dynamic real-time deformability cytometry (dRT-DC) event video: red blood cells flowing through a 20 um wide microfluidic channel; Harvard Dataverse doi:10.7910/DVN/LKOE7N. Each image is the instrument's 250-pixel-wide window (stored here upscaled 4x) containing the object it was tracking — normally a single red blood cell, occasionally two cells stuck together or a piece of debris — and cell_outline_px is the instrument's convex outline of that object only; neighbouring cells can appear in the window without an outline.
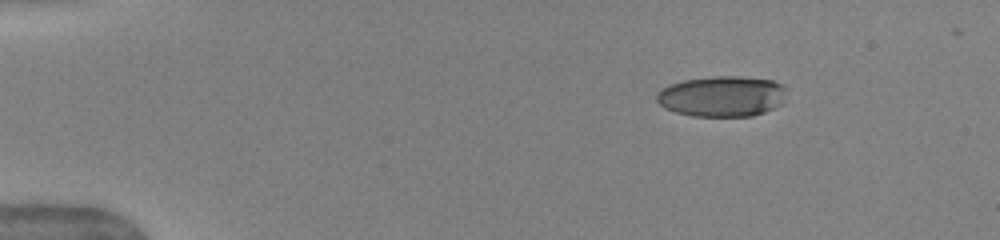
{"species": "human", "species_latin": "Homo sapiens", "temperature_condition": "warm", "stored_images_in_passage": 45, "camera_frame_rate_fps": 3000, "um_per_image_px": 0.085, "donor": {"sex": "female"}, "frame": {"image": 1, "passage_image": 1, "time_ms": 0.0, "image_size_px": [1000, 240], "cell_outline_px": [[784, 104], [776, 108], [752, 116], [692, 116], [676, 112], [664, 108], [656, 100], [656, 92], [668, 84], [684, 80], [712, 76], [740, 76], [772, 80], [780, 84], [784, 88]], "centroid_in_image_um": [61.35, 8.18], "position_along_channel_um": 23.6, "area_um2": 31.04}}
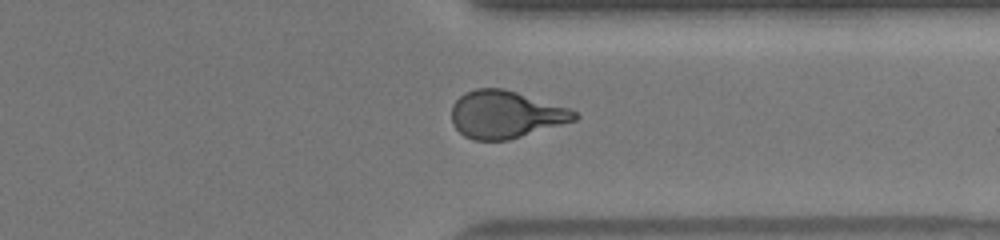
{"frame": {"image": 2, "passage_image": 34, "time_ms": 11.0, "image_size_px": [1000, 240], "cell_outline_px": [[580, 116], [576, 120], [508, 140], [472, 140], [464, 136], [452, 124], [452, 104], [464, 92], [476, 88], [504, 88], [568, 108], [576, 112]], "centroid_in_image_um": [42.94, 9.73], "position_along_channel_um": 368.5, "area_um2": 33.87}}
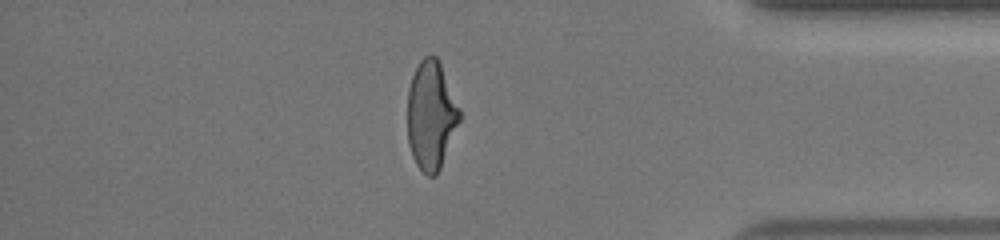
{"frame": {"image": 3, "passage_image": 38, "time_ms": 12.333, "image_size_px": [1000, 240], "cell_outline_px": [[460, 120], [440, 168], [436, 176], [428, 176], [416, 164], [412, 156], [408, 144], [408, 88], [412, 76], [420, 60], [424, 56], [436, 56], [440, 64], [460, 108]], "centroid_in_image_um": [36.63, 9.81], "position_along_channel_um": 398.6, "area_um2": 32.66}, "authors_computed_cell_mechanics": {"area_um2": 33.8708, "velocity_mm_per_s": 3.9987, "shape_relaxation_time_tau1_ms": 5.3076, "shape_relaxation_time_tau2_ms": 0.9932, "deformation_change_tau1": 0.2348, "deformation_change_tau2": 0.0935}}